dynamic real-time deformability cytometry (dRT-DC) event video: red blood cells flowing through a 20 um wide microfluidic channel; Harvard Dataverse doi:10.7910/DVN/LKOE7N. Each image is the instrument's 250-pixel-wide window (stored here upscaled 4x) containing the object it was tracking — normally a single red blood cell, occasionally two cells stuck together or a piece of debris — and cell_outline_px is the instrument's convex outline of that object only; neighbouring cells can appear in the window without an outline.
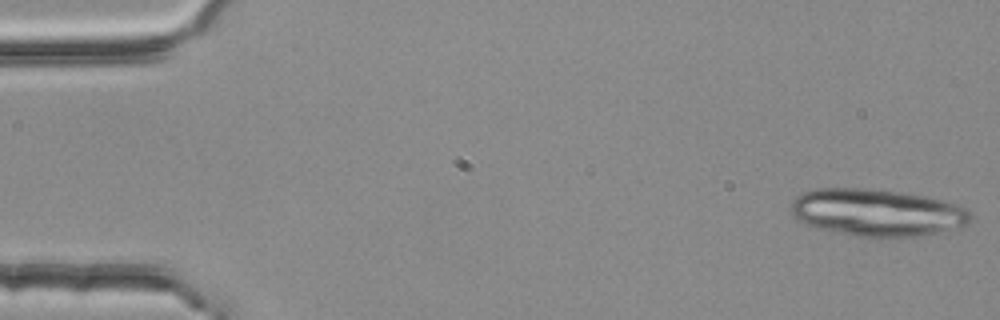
{"species": "common noctule bat (a hibernating species)", "species_latin": "Nyctalus noctula", "temperature_condition": "room temperature", "stored_images_in_passage": 3, "camera_frame_rate_fps": 3000, "um_per_image_px": 0.085, "animal": {"sex": "female", "body_mass_g": 25.1}, "frame": {"image": 1, "passage_image": 1, "time_ms": 0.0, "image_size_px": [1000, 320], "cell_outline_px": [[972, 216], [968, 224], [940, 232], [916, 236], [876, 240], [872, 240], [820, 228], [796, 220], [792, 216], [792, 200], [800, 192], [816, 188], [868, 188], [900, 192], [924, 196], [960, 204], [972, 212]], "centroid_in_image_um": [74.56, 18.08], "position_along_channel_um": 10.4, "area_um2": 50.29}}